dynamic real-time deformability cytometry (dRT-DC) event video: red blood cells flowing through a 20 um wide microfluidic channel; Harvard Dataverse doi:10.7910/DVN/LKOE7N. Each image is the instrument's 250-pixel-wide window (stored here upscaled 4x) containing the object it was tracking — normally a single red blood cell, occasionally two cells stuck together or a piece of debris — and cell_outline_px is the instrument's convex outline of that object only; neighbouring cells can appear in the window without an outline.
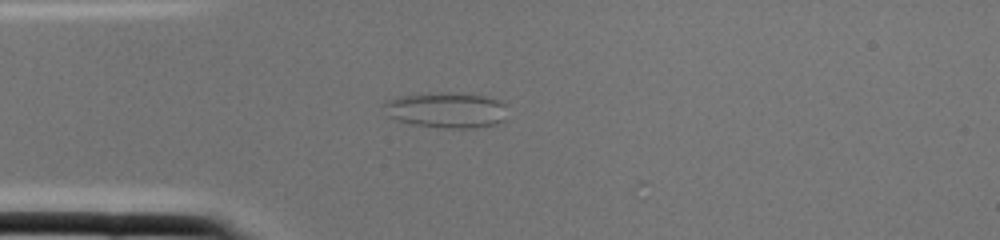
{"species": "common noctule bat (a hibernating species)", "species_latin": "Nyctalus noctula", "temperature_condition": "cold", "stored_images_in_passage": 1, "camera_frame_rate_fps": 3000, "um_per_image_px": 0.085, "animal": {"sex": "female", "body_mass_g": 22.0, "forearm_length_mm": 56.7}, "frame": {"image": 1, "passage_image": 1, "time_ms": 0.0, "image_size_px": [1000, 240], "cell_outline_px": [[504, 120], [496, 124], [472, 128], [440, 128], [412, 124], [396, 120], [388, 116], [384, 104], [384, 100], [400, 96], [448, 92], [484, 96], [500, 100], [504, 104]], "centroid_in_image_um": [37.92, 9.37], "position_along_channel_um": 47.1, "area_um2": 25.43}}